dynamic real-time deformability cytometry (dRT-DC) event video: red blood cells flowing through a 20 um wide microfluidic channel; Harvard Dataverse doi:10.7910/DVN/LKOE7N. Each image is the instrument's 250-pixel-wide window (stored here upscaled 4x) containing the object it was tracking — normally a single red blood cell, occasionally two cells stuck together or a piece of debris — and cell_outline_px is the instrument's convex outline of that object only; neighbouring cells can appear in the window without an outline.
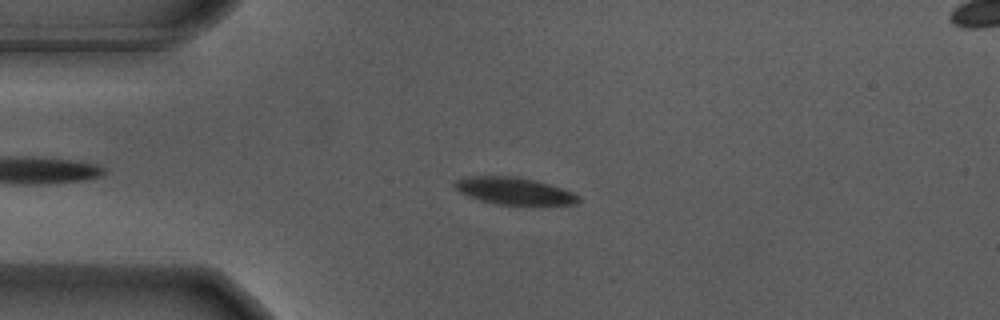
{"species": "Egyptian fruit bat (a non-hibernating species)", "species_latin": "Rousettus aegyptiacus", "temperature_condition": "warm", "stored_images_in_passage": 45, "camera_frame_rate_fps": 3000, "um_per_image_px": 0.085, "animal": {"sex": "male"}, "frame": {"image": 1, "passage_image": 11, "time_ms": 3.333, "image_size_px": [1000, 320], "cell_outline_px": [[580, 200], [576, 204], [496, 204], [480, 200], [468, 196], [460, 192], [452, 184], [456, 180], [464, 176], [516, 176], [548, 184], [572, 192]], "centroid_in_image_um": [43.62, 16.21], "position_along_channel_um": 41.4, "area_um2": 19.13}}
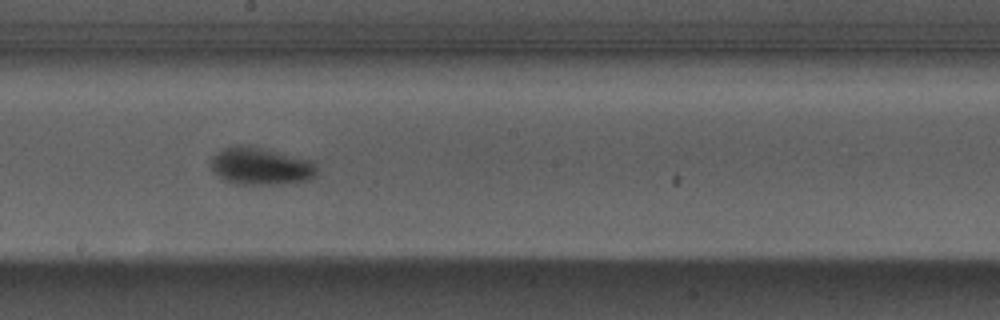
{"frame": {"image": 2, "passage_image": 28, "time_ms": 9.0, "image_size_px": [1000, 320], "cell_outline_px": [[316, 176], [308, 180], [276, 184], [232, 184], [224, 180], [212, 168], [212, 156], [216, 152], [224, 148], [260, 148], [312, 160], [316, 164]], "centroid_in_image_um": [22.2, 14.17], "position_along_channel_um": 226.0, "area_um2": 22.31}}
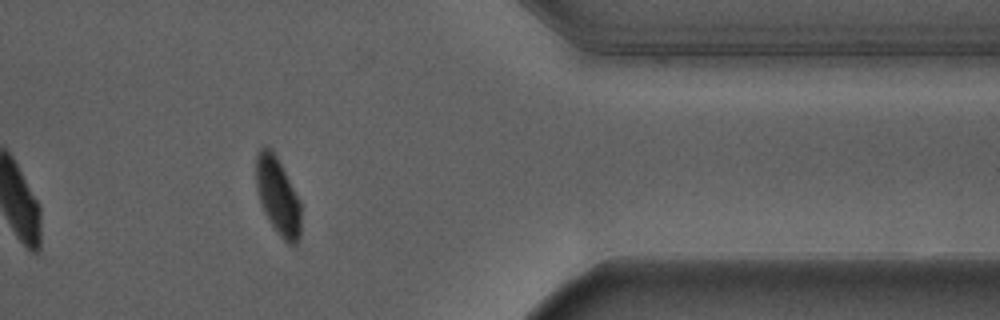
{"frame": {"image": 3, "passage_image": 43, "time_ms": 14.0, "image_size_px": [1000, 320], "cell_outline_px": [[300, 236], [296, 244], [288, 244], [284, 240], [272, 224], [264, 212], [260, 200], [256, 184], [256, 152], [264, 144], [276, 156], [300, 200]], "centroid_in_image_um": [23.61, 16.65], "position_along_channel_um": 387.8, "area_um2": 19.83}, "authors_computed_cell_mechanics": {"area_um2": 21.2704, "velocity_mm_per_s": 3.6719, "shape_relaxation_time_tau1_ms": 2.325, "shape_relaxation_time_tau2_ms": null, "deformation_change_tau1": 0.1343, "deformation_change_tau2": null}}